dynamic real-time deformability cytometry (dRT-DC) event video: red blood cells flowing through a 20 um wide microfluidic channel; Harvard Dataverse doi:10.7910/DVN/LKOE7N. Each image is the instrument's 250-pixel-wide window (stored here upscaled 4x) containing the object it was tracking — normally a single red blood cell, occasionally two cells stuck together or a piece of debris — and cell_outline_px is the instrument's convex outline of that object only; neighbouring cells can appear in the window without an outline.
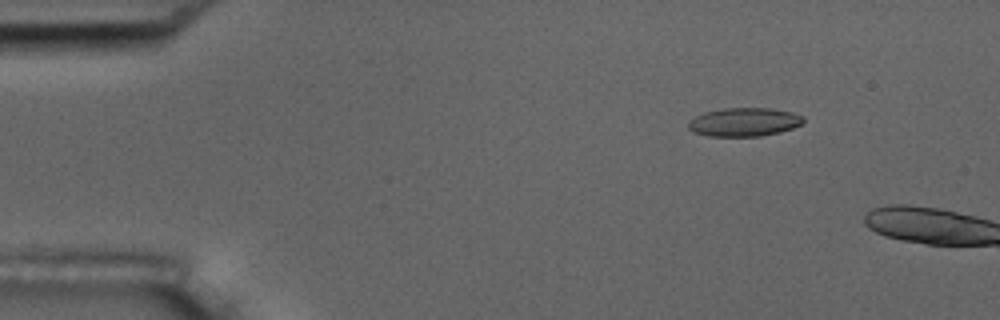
{"species": "common noctule bat (a hibernating species)", "species_latin": "Nyctalus noctula", "temperature_condition": "room temperature", "stored_images_in_passage": 4, "camera_frame_rate_fps": 3000, "um_per_image_px": 0.085, "animal": {"sex": "male", "body_mass_g": 17.5, "forearm_length_mm": 52.3}, "frame": {"image": 1, "passage_image": 2, "time_ms": 0.333, "image_size_px": [1000, 320], "cell_outline_px": [[804, 120], [800, 124], [792, 128], [780, 132], [760, 136], [708, 136], [692, 132], [688, 128], [688, 120], [704, 112], [724, 108], [768, 108], [792, 112], [804, 116]], "centroid_in_image_um": [63.22, 10.37], "position_along_channel_um": 21.8, "area_um2": 19.19}}